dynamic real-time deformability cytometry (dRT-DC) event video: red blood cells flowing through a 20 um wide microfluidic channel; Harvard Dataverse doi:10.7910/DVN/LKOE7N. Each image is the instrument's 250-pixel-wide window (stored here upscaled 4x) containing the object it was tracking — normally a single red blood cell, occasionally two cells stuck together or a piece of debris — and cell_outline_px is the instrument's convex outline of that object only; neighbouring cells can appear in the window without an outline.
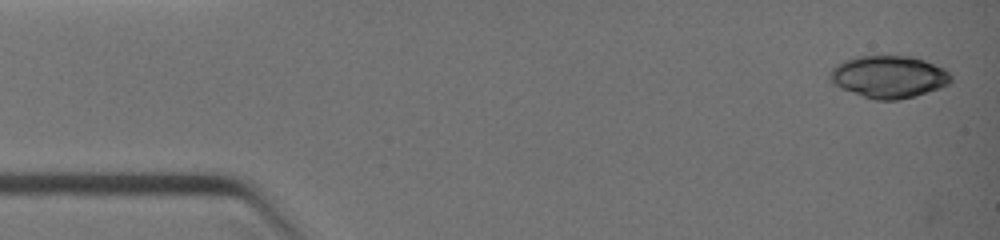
{"species": "common noctule bat (a hibernating species)", "species_latin": "Nyctalus noctula", "temperature_condition": "warm", "stored_images_in_passage": 17, "camera_frame_rate_fps": 3000, "um_per_image_px": 0.085, "animal": {"sex": "female", "body_mass_g": 19.0, "forearm_length_mm": 51.5}, "frame": {"image": 1, "passage_image": 3, "time_ms": 0.667, "image_size_px": [1000, 240], "cell_outline_px": [[952, 80], [948, 84], [940, 88], [900, 100], [876, 100], [840, 88], [832, 84], [828, 80], [828, 72], [836, 64], [844, 60], [856, 56], [916, 56], [944, 68], [952, 76]], "centroid_in_image_um": [75.52, 6.51], "position_along_channel_um": 9.5, "area_um2": 30.11}}
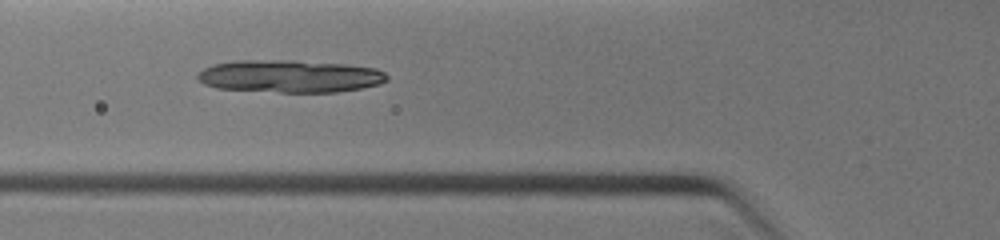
{"frame": {"image": 2, "passage_image": 15, "time_ms": 4.667, "image_size_px": [1000, 240], "cell_outline_px": [[388, 80], [380, 84], [360, 88], [336, 92], [280, 92], [216, 88], [204, 84], [196, 76], [204, 68], [212, 64], [236, 60], [296, 60], [348, 64], [376, 68], [384, 72], [388, 76]], "centroid_in_image_um": [24.65, 6.47], "position_along_channel_um": 101.1, "area_um2": 36.13}}
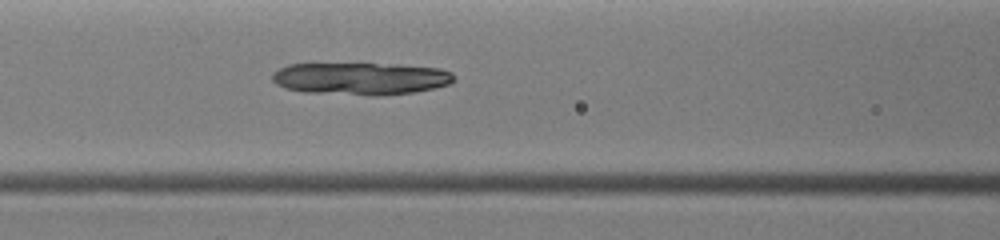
{"frame": {"image": 3, "passage_image": 17, "time_ms": 5.333, "image_size_px": [1000, 240], "cell_outline_px": [[456, 80], [448, 84], [432, 88], [412, 92], [380, 96], [368, 96], [304, 92], [284, 88], [276, 84], [272, 80], [272, 72], [288, 64], [400, 64], [440, 68], [452, 72], [456, 76]], "centroid_in_image_um": [30.67, 6.68], "position_along_channel_um": 135.9, "area_um2": 34.62}}